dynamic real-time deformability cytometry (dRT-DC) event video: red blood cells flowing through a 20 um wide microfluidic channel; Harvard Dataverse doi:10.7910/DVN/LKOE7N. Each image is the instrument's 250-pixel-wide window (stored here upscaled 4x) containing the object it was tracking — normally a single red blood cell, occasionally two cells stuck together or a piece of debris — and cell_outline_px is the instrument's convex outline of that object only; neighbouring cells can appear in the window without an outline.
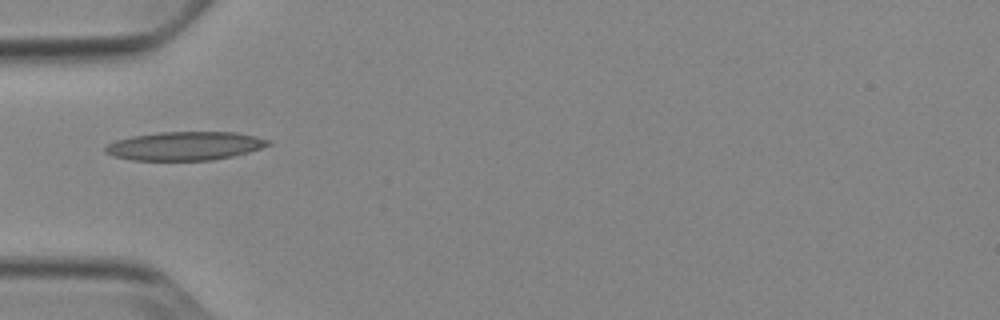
{"species": "Egyptian fruit bat (a non-hibernating species)", "species_latin": "Rousettus aegyptiacus", "temperature_condition": "cold", "stored_images_in_passage": 36, "camera_frame_rate_fps": 3000, "um_per_image_px": 0.085, "animal": {"sex": "female"}, "frame": {"image": 1, "passage_image": 1, "time_ms": 0.0, "image_size_px": [1000, 320], "cell_outline_px": [[272, 144], [248, 152], [232, 156], [212, 160], [132, 160], [112, 156], [104, 152], [104, 148], [108, 144], [116, 140], [132, 136], [156, 132], [236, 132], [256, 136], [272, 140]], "centroid_in_image_um": [15.72, 12.4], "position_along_channel_um": 69.3, "area_um2": 27.28}}
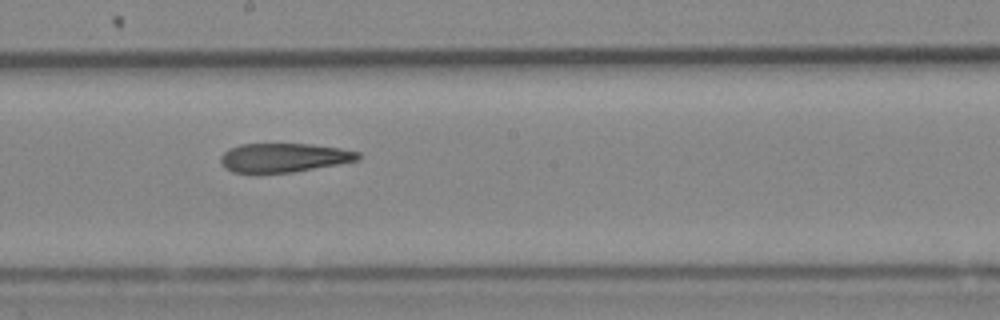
{"frame": {"image": 2, "passage_image": 13, "time_ms": 4.0, "image_size_px": [1000, 320], "cell_outline_px": [[360, 160], [292, 172], [256, 176], [232, 172], [224, 168], [220, 160], [220, 156], [228, 148], [240, 144], [312, 144], [340, 148], [360, 152]], "centroid_in_image_um": [24.04, 13.43], "position_along_channel_um": 224.2, "area_um2": 23.99}}
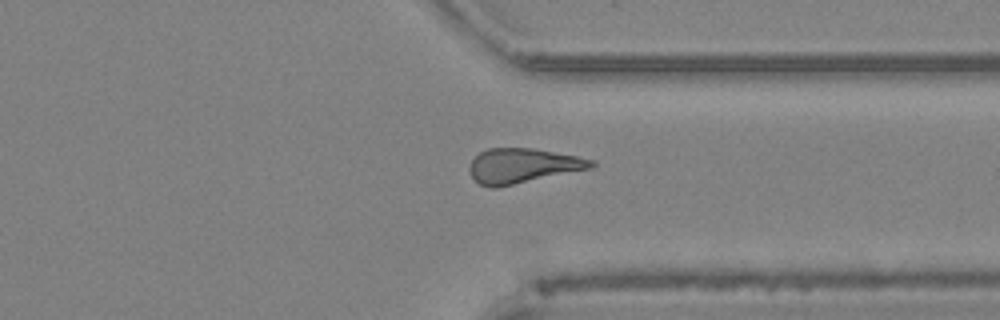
{"frame": {"image": 3, "passage_image": 24, "time_ms": 7.667, "image_size_px": [1000, 320], "cell_outline_px": [[596, 164], [592, 168], [496, 188], [488, 188], [480, 184], [472, 176], [468, 168], [472, 160], [480, 152], [488, 148], [532, 148], [576, 156], [596, 160]], "centroid_in_image_um": [44.43, 14.09], "position_along_channel_um": 367.0, "area_um2": 24.62}, "authors_computed_cell_mechanics": {"area_um2": 24.5939, "velocity_mm_per_s": 3.8896, "shape_relaxation_time_tau1_ms": null, "shape_relaxation_time_tau2_ms": 4.065, "deformation_change_tau1": null, "deformation_change_tau2": 0.1415}}